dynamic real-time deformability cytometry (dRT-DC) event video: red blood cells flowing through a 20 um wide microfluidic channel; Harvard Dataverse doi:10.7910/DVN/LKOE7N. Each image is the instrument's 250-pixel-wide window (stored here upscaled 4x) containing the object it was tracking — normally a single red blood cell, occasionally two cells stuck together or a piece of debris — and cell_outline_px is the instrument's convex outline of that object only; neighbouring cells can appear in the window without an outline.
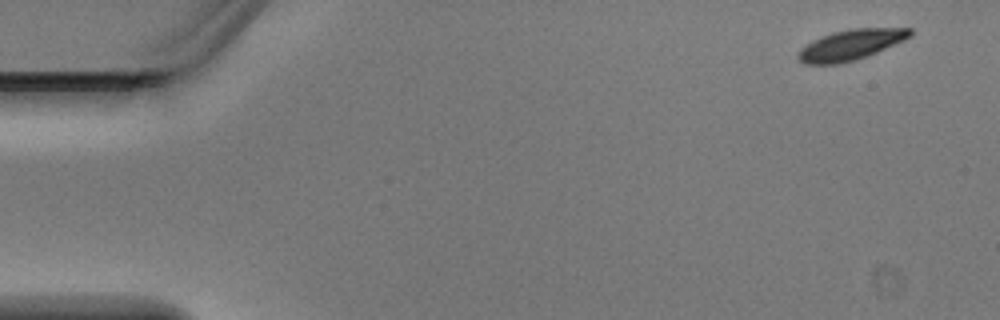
{"species": "Egyptian fruit bat (a non-hibernating species)", "species_latin": "Rousettus aegyptiacus", "temperature_condition": "warm", "stored_images_in_passage": 5, "camera_frame_rate_fps": 3000, "um_per_image_px": 0.085, "animal": {"sex": "male"}, "frame": {"image": 1, "passage_image": 1, "time_ms": 0.0, "image_size_px": [1000, 320], "cell_outline_px": [[912, 36], [904, 40], [876, 52], [852, 60], [836, 64], [804, 64], [796, 56], [800, 48], [812, 40], [832, 32], [848, 28], [912, 28]], "centroid_in_image_um": [72.28, 3.79], "position_along_channel_um": 12.7, "area_um2": 19.71}}
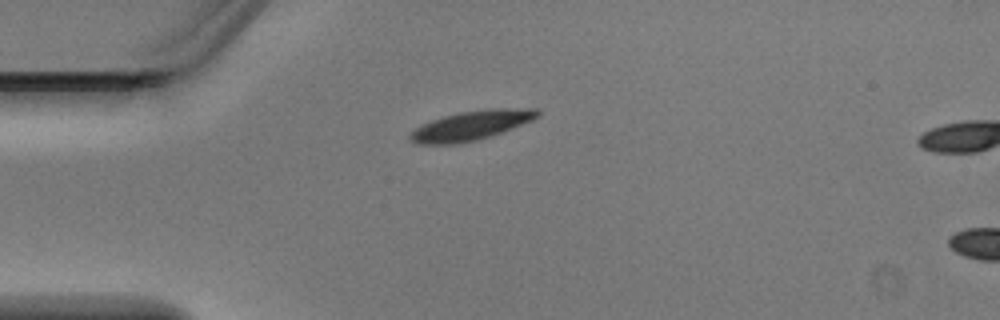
{"frame": {"image": 2, "passage_image": 4, "time_ms": 1.0, "image_size_px": [1000, 320], "cell_outline_px": [[540, 116], [532, 120], [492, 136], [460, 144], [416, 144], [408, 140], [408, 136], [416, 128], [432, 120], [456, 112], [488, 108], [536, 108], [540, 112]], "centroid_in_image_um": [40.06, 10.66], "position_along_channel_um": 44.9, "area_um2": 22.02}}